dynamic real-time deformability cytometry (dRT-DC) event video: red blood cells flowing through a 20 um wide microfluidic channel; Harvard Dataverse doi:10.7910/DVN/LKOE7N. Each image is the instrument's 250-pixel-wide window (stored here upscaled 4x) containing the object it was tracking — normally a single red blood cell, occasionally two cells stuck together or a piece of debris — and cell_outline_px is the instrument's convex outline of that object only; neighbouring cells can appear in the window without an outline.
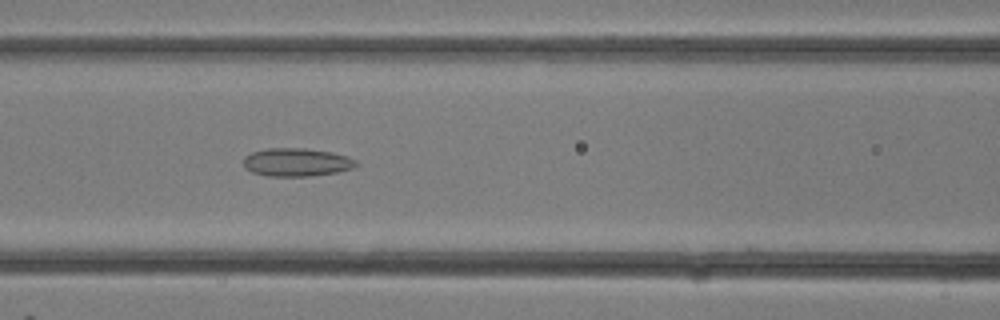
{"species": "common noctule bat (a hibernating species)", "species_latin": "Nyctalus noctula", "temperature_condition": "room temperature", "stored_images_in_passage": 31, "camera_frame_rate_fps": 3000, "um_per_image_px": 0.085, "animal": {"sex": "female"}, "frame": {"image": 1, "passage_image": 13, "time_ms": 4.0, "image_size_px": [1000, 320], "cell_outline_px": [[356, 164], [352, 168], [336, 172], [312, 176], [268, 176], [252, 172], [244, 168], [244, 156], [252, 152], [268, 148], [304, 148], [332, 152], [348, 156], [356, 160]], "centroid_in_image_um": [25.19, 13.79], "position_along_channel_um": 141.4, "area_um2": 18.5}}
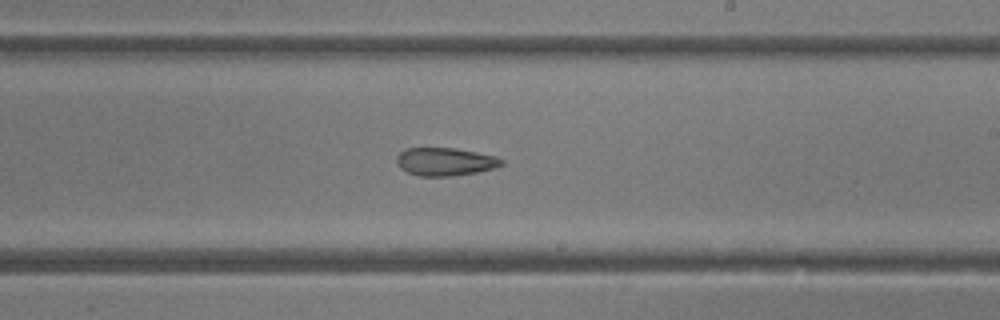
{"frame": {"image": 2, "passage_image": 18, "time_ms": 5.667, "image_size_px": [1000, 320], "cell_outline_px": [[504, 164], [496, 168], [476, 172], [452, 176], [420, 176], [408, 172], [400, 168], [396, 160], [396, 156], [400, 152], [408, 148], [456, 148], [496, 156], [504, 160]], "centroid_in_image_um": [37.86, 13.74], "position_along_channel_um": 251.1, "area_um2": 17.17}}
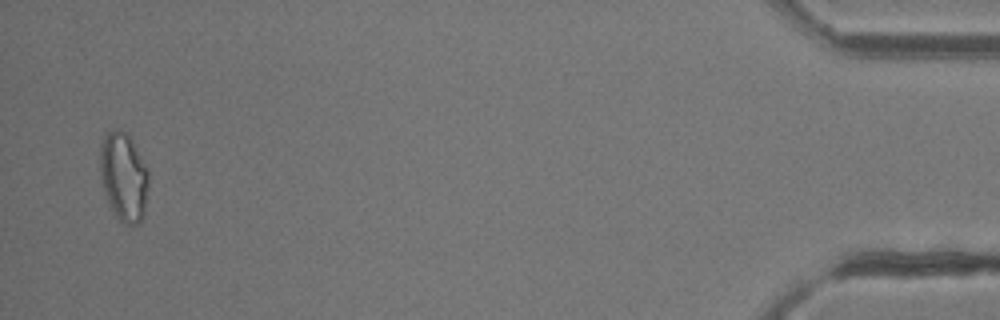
{"frame": {"image": 3, "passage_image": 30, "time_ms": 9.667, "image_size_px": [1000, 320], "cell_outline_px": [[148, 184], [144, 216], [140, 224], [124, 224], [116, 216], [104, 192], [100, 172], [100, 148], [104, 136], [108, 132], [116, 128], [120, 128], [132, 140], [148, 168]], "centroid_in_image_um": [10.53, 15.02], "position_along_channel_um": 424.7, "area_um2": 25.09}}